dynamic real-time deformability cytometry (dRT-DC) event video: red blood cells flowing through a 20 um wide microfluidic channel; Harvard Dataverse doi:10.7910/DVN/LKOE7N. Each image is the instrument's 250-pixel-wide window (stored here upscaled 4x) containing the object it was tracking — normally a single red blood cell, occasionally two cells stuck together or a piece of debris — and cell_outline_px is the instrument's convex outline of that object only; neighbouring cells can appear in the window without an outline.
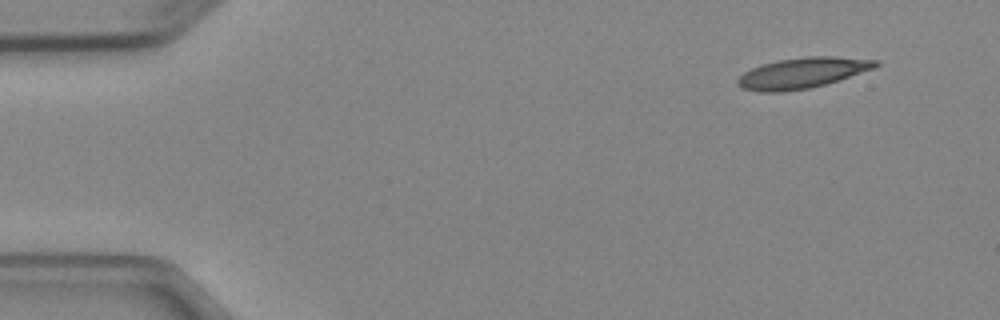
{"species": "Egyptian fruit bat (a non-hibernating species)", "species_latin": "Rousettus aegyptiacus", "temperature_condition": "cold", "stored_images_in_passage": 5, "camera_frame_rate_fps": 3000, "um_per_image_px": 0.085, "animal": {"sex": "female"}, "frame": {"image": 1, "passage_image": 1, "time_ms": 0.0, "image_size_px": [1000, 320], "cell_outline_px": [[880, 64], [876, 68], [824, 84], [808, 88], [780, 92], [760, 92], [740, 88], [736, 84], [736, 80], [744, 72], [760, 64], [776, 60], [808, 56], [832, 56], [880, 60]], "centroid_in_image_um": [68.18, 6.19], "position_along_channel_um": 16.8, "area_um2": 24.74}}
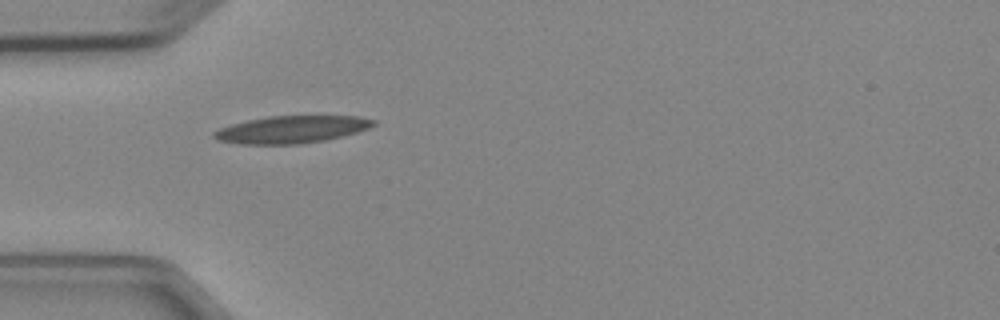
{"frame": {"image": 2, "passage_image": 4, "time_ms": 3.667, "image_size_px": [1000, 320], "cell_outline_px": [[376, 124], [368, 128], [344, 136], [324, 140], [300, 144], [240, 144], [216, 140], [212, 136], [212, 132], [220, 128], [232, 124], [248, 120], [268, 116], [360, 116], [376, 120]], "centroid_in_image_um": [24.78, 11.0], "position_along_channel_um": 60.2, "area_um2": 25.43}}